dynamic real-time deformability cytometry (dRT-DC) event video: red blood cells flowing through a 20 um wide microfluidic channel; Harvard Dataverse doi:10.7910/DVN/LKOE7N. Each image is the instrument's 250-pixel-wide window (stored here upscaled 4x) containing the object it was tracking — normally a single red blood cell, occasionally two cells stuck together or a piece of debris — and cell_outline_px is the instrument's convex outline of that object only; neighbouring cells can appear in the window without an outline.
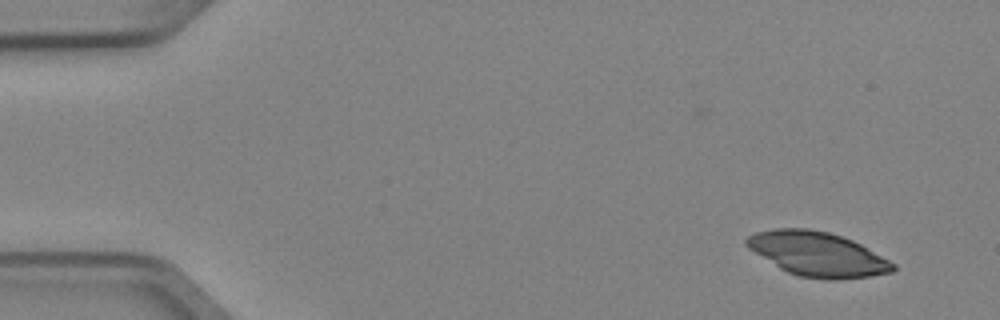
{"species": "Egyptian fruit bat (a non-hibernating species)", "species_latin": "Rousettus aegyptiacus", "temperature_condition": "cold", "stored_images_in_passage": 3, "camera_frame_rate_fps": 3000, "um_per_image_px": 0.085, "animal": {"sex": "female"}, "frame": {"image": 1, "passage_image": 1, "time_ms": 0.0, "image_size_px": [1000, 320], "cell_outline_px": [[896, 268], [892, 272], [872, 276], [840, 280], [828, 280], [800, 276], [788, 272], [780, 268], [748, 248], [744, 244], [744, 240], [748, 236], [756, 232], [776, 228], [808, 228], [828, 232], [852, 240], [860, 244], [896, 264]], "centroid_in_image_um": [69.49, 21.6], "position_along_channel_um": 15.5, "area_um2": 37.74}}